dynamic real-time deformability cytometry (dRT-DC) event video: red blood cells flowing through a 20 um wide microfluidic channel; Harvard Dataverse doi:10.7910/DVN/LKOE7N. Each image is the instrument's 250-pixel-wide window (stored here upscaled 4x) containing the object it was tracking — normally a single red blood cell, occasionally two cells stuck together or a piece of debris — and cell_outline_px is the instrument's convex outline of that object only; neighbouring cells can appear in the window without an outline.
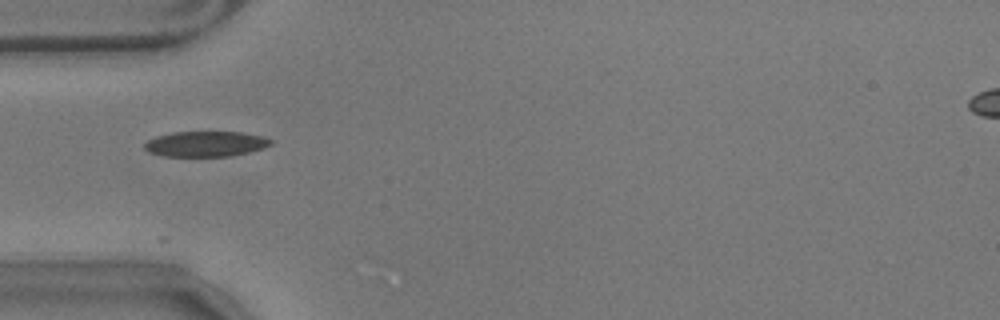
{"species": "common noctule bat (a hibernating species)", "species_latin": "Nyctalus noctula", "temperature_condition": "warm", "stored_images_in_passage": 39, "camera_frame_rate_fps": 3000, "um_per_image_px": 0.085, "animal": {"sex": "male", "body_mass_g": 17.9}, "frame": {"image": 1, "passage_image": 1, "time_ms": 0.0, "image_size_px": [1000, 320], "cell_outline_px": [[272, 144], [264, 148], [232, 156], [164, 156], [148, 152], [144, 148], [144, 144], [148, 140], [156, 136], [172, 132], [244, 132], [264, 136], [272, 140]], "centroid_in_image_um": [17.5, 12.23], "position_along_channel_um": 67.5, "area_um2": 18.79}}
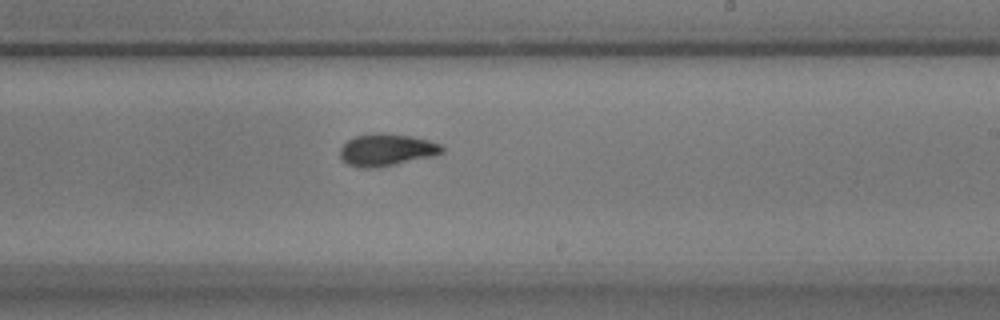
{"frame": {"image": 2, "passage_image": 17, "time_ms": 5.333, "image_size_px": [1000, 320], "cell_outline_px": [[444, 152], [436, 156], [376, 168], [356, 168], [340, 160], [340, 148], [352, 136], [376, 132], [380, 132], [412, 136], [428, 140], [440, 144], [444, 148]], "centroid_in_image_um": [32.84, 12.74], "position_along_channel_um": 256.2, "area_um2": 19.54}}
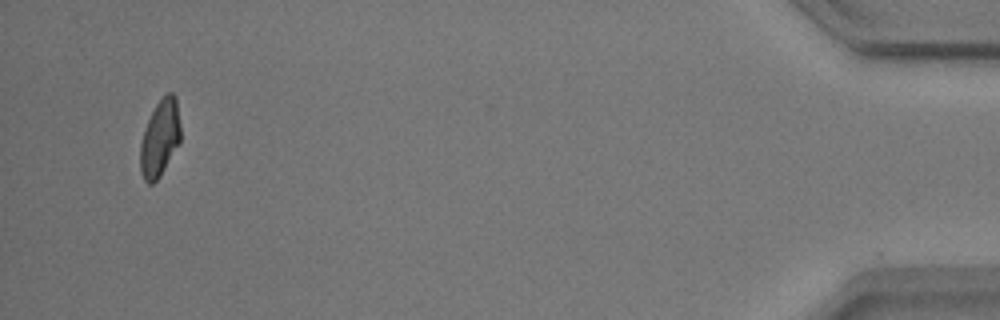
{"frame": {"image": 3, "passage_image": 38, "time_ms": 12.333, "image_size_px": [1000, 320], "cell_outline_px": [[180, 144], [160, 176], [152, 184], [148, 184], [144, 180], [140, 172], [140, 144], [148, 120], [156, 104], [168, 92], [172, 92], [176, 96], [180, 124]], "centroid_in_image_um": [13.6, 11.77], "position_along_channel_um": 421.6, "area_um2": 18.03}}